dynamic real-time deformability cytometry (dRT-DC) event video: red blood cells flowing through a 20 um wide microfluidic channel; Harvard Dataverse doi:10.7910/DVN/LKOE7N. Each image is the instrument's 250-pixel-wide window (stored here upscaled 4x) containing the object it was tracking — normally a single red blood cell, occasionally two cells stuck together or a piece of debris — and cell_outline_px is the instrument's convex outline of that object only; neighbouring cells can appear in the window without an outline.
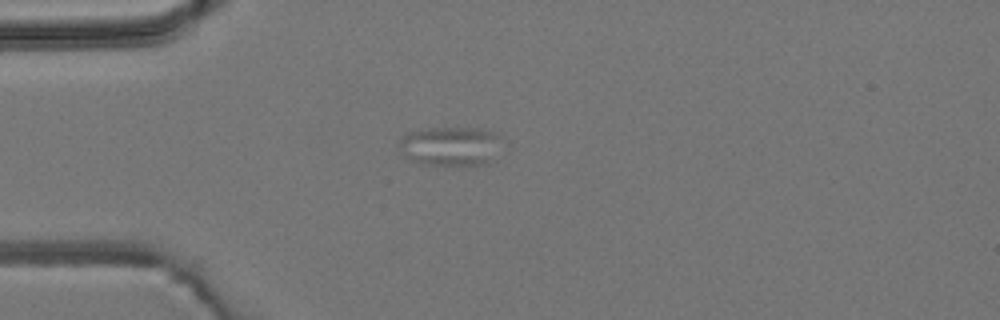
{"species": "common noctule bat (a hibernating species)", "species_latin": "Nyctalus noctula", "temperature_condition": "room temperature", "stored_images_in_passage": 5, "camera_frame_rate_fps": 3000, "um_per_image_px": 0.085, "animal": {"sex": "male", "body_mass_g": 19.2, "forearm_length_mm": 51.8}, "frame": {"image": 1, "passage_image": 5, "time_ms": 4.333, "image_size_px": [1000, 320], "cell_outline_px": [[496, 136], [488, 164], [416, 164], [404, 156], [400, 144], [400, 136], [408, 132], [420, 128], [476, 128], [492, 132]], "centroid_in_image_um": [38.08, 12.4], "position_along_channel_um": 46.9, "area_um2": 22.48}}